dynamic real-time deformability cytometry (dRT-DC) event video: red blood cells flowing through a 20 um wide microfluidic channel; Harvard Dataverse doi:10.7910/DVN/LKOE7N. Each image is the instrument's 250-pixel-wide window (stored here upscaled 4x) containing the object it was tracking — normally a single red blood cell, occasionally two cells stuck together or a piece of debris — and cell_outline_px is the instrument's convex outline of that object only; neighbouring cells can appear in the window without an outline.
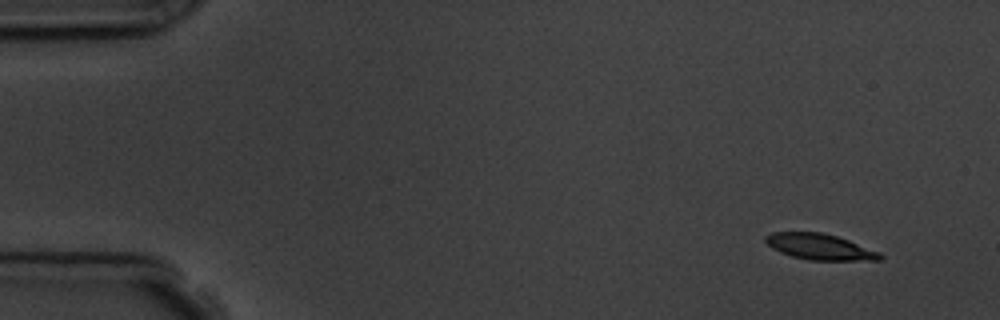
{"species": "common noctule bat (a hibernating species)", "species_latin": "Nyctalus noctula", "temperature_condition": "room temperature", "stored_images_in_passage": 4, "camera_frame_rate_fps": 3000, "um_per_image_px": 0.085, "animal": {"sex": "male", "body_mass_g": 19.5, "forearm_length_mm": 54.6}, "frame": {"image": 1, "passage_image": 1, "time_ms": 0.0, "image_size_px": [1000, 320], "cell_outline_px": [[884, 256], [880, 260], [808, 260], [792, 256], [780, 252], [772, 248], [764, 240], [764, 236], [772, 232], [820, 232], [836, 236], [848, 240], [880, 252]], "centroid_in_image_um": [69.67, 20.98], "position_along_channel_um": 15.3, "area_um2": 17.22}}